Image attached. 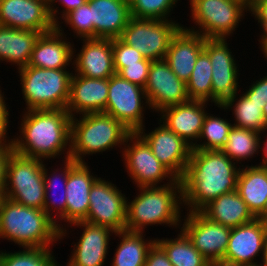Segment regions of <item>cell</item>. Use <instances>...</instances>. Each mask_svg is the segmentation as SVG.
<instances>
[{"label": "cell", "mask_w": 267, "mask_h": 266, "mask_svg": "<svg viewBox=\"0 0 267 266\" xmlns=\"http://www.w3.org/2000/svg\"><path fill=\"white\" fill-rule=\"evenodd\" d=\"M260 264L262 266H267V242H266V245H265V250H264L263 257H262V260H261Z\"/></svg>", "instance_id": "obj_50"}, {"label": "cell", "mask_w": 267, "mask_h": 266, "mask_svg": "<svg viewBox=\"0 0 267 266\" xmlns=\"http://www.w3.org/2000/svg\"><path fill=\"white\" fill-rule=\"evenodd\" d=\"M259 47H267V39L263 43L259 44Z\"/></svg>", "instance_id": "obj_54"}, {"label": "cell", "mask_w": 267, "mask_h": 266, "mask_svg": "<svg viewBox=\"0 0 267 266\" xmlns=\"http://www.w3.org/2000/svg\"><path fill=\"white\" fill-rule=\"evenodd\" d=\"M83 45L76 54L73 44V71L80 76L106 79L116 74L114 69L112 39H81ZM80 49V50H79Z\"/></svg>", "instance_id": "obj_21"}, {"label": "cell", "mask_w": 267, "mask_h": 266, "mask_svg": "<svg viewBox=\"0 0 267 266\" xmlns=\"http://www.w3.org/2000/svg\"><path fill=\"white\" fill-rule=\"evenodd\" d=\"M262 111H263V116L265 119V124L267 126V102H265V105L263 106Z\"/></svg>", "instance_id": "obj_51"}, {"label": "cell", "mask_w": 267, "mask_h": 266, "mask_svg": "<svg viewBox=\"0 0 267 266\" xmlns=\"http://www.w3.org/2000/svg\"><path fill=\"white\" fill-rule=\"evenodd\" d=\"M259 218L267 224V204L264 213Z\"/></svg>", "instance_id": "obj_52"}, {"label": "cell", "mask_w": 267, "mask_h": 266, "mask_svg": "<svg viewBox=\"0 0 267 266\" xmlns=\"http://www.w3.org/2000/svg\"><path fill=\"white\" fill-rule=\"evenodd\" d=\"M21 115L19 133L11 137L13 152L47 162L70 158L72 117L66 109L25 110Z\"/></svg>", "instance_id": "obj_1"}, {"label": "cell", "mask_w": 267, "mask_h": 266, "mask_svg": "<svg viewBox=\"0 0 267 266\" xmlns=\"http://www.w3.org/2000/svg\"><path fill=\"white\" fill-rule=\"evenodd\" d=\"M35 30L16 29L0 25V64H11L18 70L29 64L36 40Z\"/></svg>", "instance_id": "obj_27"}, {"label": "cell", "mask_w": 267, "mask_h": 266, "mask_svg": "<svg viewBox=\"0 0 267 266\" xmlns=\"http://www.w3.org/2000/svg\"><path fill=\"white\" fill-rule=\"evenodd\" d=\"M210 105L205 101L189 100L162 109L157 113L158 120L193 147L200 137Z\"/></svg>", "instance_id": "obj_22"}, {"label": "cell", "mask_w": 267, "mask_h": 266, "mask_svg": "<svg viewBox=\"0 0 267 266\" xmlns=\"http://www.w3.org/2000/svg\"><path fill=\"white\" fill-rule=\"evenodd\" d=\"M267 242V224L260 218L231 228L224 266L256 265L261 262ZM256 257H259L256 259ZM261 257V258H260ZM260 259L259 261H257Z\"/></svg>", "instance_id": "obj_16"}, {"label": "cell", "mask_w": 267, "mask_h": 266, "mask_svg": "<svg viewBox=\"0 0 267 266\" xmlns=\"http://www.w3.org/2000/svg\"><path fill=\"white\" fill-rule=\"evenodd\" d=\"M44 161L13 152L7 162L4 197L18 204L43 210Z\"/></svg>", "instance_id": "obj_8"}, {"label": "cell", "mask_w": 267, "mask_h": 266, "mask_svg": "<svg viewBox=\"0 0 267 266\" xmlns=\"http://www.w3.org/2000/svg\"><path fill=\"white\" fill-rule=\"evenodd\" d=\"M128 177L135 187L165 186L177 177L153 154L148 143L137 133L131 132L126 138L121 153ZM168 182H164V181ZM163 183V184H162Z\"/></svg>", "instance_id": "obj_9"}, {"label": "cell", "mask_w": 267, "mask_h": 266, "mask_svg": "<svg viewBox=\"0 0 267 266\" xmlns=\"http://www.w3.org/2000/svg\"><path fill=\"white\" fill-rule=\"evenodd\" d=\"M231 121H228L225 116L222 118L220 115L215 116L207 112L200 137L192 149L221 150L225 146L230 129L233 127Z\"/></svg>", "instance_id": "obj_36"}, {"label": "cell", "mask_w": 267, "mask_h": 266, "mask_svg": "<svg viewBox=\"0 0 267 266\" xmlns=\"http://www.w3.org/2000/svg\"><path fill=\"white\" fill-rule=\"evenodd\" d=\"M259 48H260V51H262V53L264 55V57H263V58H265L264 60L267 61V47H259Z\"/></svg>", "instance_id": "obj_53"}, {"label": "cell", "mask_w": 267, "mask_h": 266, "mask_svg": "<svg viewBox=\"0 0 267 266\" xmlns=\"http://www.w3.org/2000/svg\"><path fill=\"white\" fill-rule=\"evenodd\" d=\"M0 86V142L11 141L8 130L10 129V108L6 103L4 91L2 92Z\"/></svg>", "instance_id": "obj_43"}, {"label": "cell", "mask_w": 267, "mask_h": 266, "mask_svg": "<svg viewBox=\"0 0 267 266\" xmlns=\"http://www.w3.org/2000/svg\"><path fill=\"white\" fill-rule=\"evenodd\" d=\"M3 191H4V190H0V204H1L2 199L4 198Z\"/></svg>", "instance_id": "obj_55"}, {"label": "cell", "mask_w": 267, "mask_h": 266, "mask_svg": "<svg viewBox=\"0 0 267 266\" xmlns=\"http://www.w3.org/2000/svg\"><path fill=\"white\" fill-rule=\"evenodd\" d=\"M251 16L257 21L259 29L261 30V35L258 39V45L263 43L267 39V0L261 1L255 5L250 11Z\"/></svg>", "instance_id": "obj_44"}, {"label": "cell", "mask_w": 267, "mask_h": 266, "mask_svg": "<svg viewBox=\"0 0 267 266\" xmlns=\"http://www.w3.org/2000/svg\"><path fill=\"white\" fill-rule=\"evenodd\" d=\"M147 109L151 110V107L144 88L118 74L108 78V99L104 113L117 119L131 132H137L145 126Z\"/></svg>", "instance_id": "obj_11"}, {"label": "cell", "mask_w": 267, "mask_h": 266, "mask_svg": "<svg viewBox=\"0 0 267 266\" xmlns=\"http://www.w3.org/2000/svg\"><path fill=\"white\" fill-rule=\"evenodd\" d=\"M227 41V38H205L204 42V51L208 54L212 65L214 106L223 105L236 92H239L241 86L238 60L236 61L235 54Z\"/></svg>", "instance_id": "obj_14"}, {"label": "cell", "mask_w": 267, "mask_h": 266, "mask_svg": "<svg viewBox=\"0 0 267 266\" xmlns=\"http://www.w3.org/2000/svg\"><path fill=\"white\" fill-rule=\"evenodd\" d=\"M199 212L210 221L230 228L249 223L256 218L237 190L220 195Z\"/></svg>", "instance_id": "obj_28"}, {"label": "cell", "mask_w": 267, "mask_h": 266, "mask_svg": "<svg viewBox=\"0 0 267 266\" xmlns=\"http://www.w3.org/2000/svg\"><path fill=\"white\" fill-rule=\"evenodd\" d=\"M255 80L249 85L243 93L249 98L257 101L267 102V73Z\"/></svg>", "instance_id": "obj_45"}, {"label": "cell", "mask_w": 267, "mask_h": 266, "mask_svg": "<svg viewBox=\"0 0 267 266\" xmlns=\"http://www.w3.org/2000/svg\"><path fill=\"white\" fill-rule=\"evenodd\" d=\"M212 266H224V265H221V264H214Z\"/></svg>", "instance_id": "obj_57"}, {"label": "cell", "mask_w": 267, "mask_h": 266, "mask_svg": "<svg viewBox=\"0 0 267 266\" xmlns=\"http://www.w3.org/2000/svg\"><path fill=\"white\" fill-rule=\"evenodd\" d=\"M259 147L260 133L233 126L221 151L237 165L239 164V167H244L245 160L251 162V158L260 154Z\"/></svg>", "instance_id": "obj_34"}, {"label": "cell", "mask_w": 267, "mask_h": 266, "mask_svg": "<svg viewBox=\"0 0 267 266\" xmlns=\"http://www.w3.org/2000/svg\"><path fill=\"white\" fill-rule=\"evenodd\" d=\"M180 0H128L131 17L137 19L174 20L173 9Z\"/></svg>", "instance_id": "obj_38"}, {"label": "cell", "mask_w": 267, "mask_h": 266, "mask_svg": "<svg viewBox=\"0 0 267 266\" xmlns=\"http://www.w3.org/2000/svg\"><path fill=\"white\" fill-rule=\"evenodd\" d=\"M65 28L56 25L51 32L36 40L28 66L44 69H73V44ZM71 64V65H70Z\"/></svg>", "instance_id": "obj_23"}, {"label": "cell", "mask_w": 267, "mask_h": 266, "mask_svg": "<svg viewBox=\"0 0 267 266\" xmlns=\"http://www.w3.org/2000/svg\"><path fill=\"white\" fill-rule=\"evenodd\" d=\"M191 21L195 25L185 29L198 33L205 38L233 37L240 22L249 15L240 0H189ZM195 27V28H194Z\"/></svg>", "instance_id": "obj_7"}, {"label": "cell", "mask_w": 267, "mask_h": 266, "mask_svg": "<svg viewBox=\"0 0 267 266\" xmlns=\"http://www.w3.org/2000/svg\"><path fill=\"white\" fill-rule=\"evenodd\" d=\"M99 177L89 193V209L84 221L111 228L115 232L125 230L126 193L113 184L112 180Z\"/></svg>", "instance_id": "obj_12"}, {"label": "cell", "mask_w": 267, "mask_h": 266, "mask_svg": "<svg viewBox=\"0 0 267 266\" xmlns=\"http://www.w3.org/2000/svg\"><path fill=\"white\" fill-rule=\"evenodd\" d=\"M186 85L189 100L212 104V65L204 50L199 54Z\"/></svg>", "instance_id": "obj_35"}, {"label": "cell", "mask_w": 267, "mask_h": 266, "mask_svg": "<svg viewBox=\"0 0 267 266\" xmlns=\"http://www.w3.org/2000/svg\"><path fill=\"white\" fill-rule=\"evenodd\" d=\"M158 125L150 132L144 126L137 133L148 143L154 156L181 179L185 174L192 146L163 123H159V120Z\"/></svg>", "instance_id": "obj_18"}, {"label": "cell", "mask_w": 267, "mask_h": 266, "mask_svg": "<svg viewBox=\"0 0 267 266\" xmlns=\"http://www.w3.org/2000/svg\"><path fill=\"white\" fill-rule=\"evenodd\" d=\"M91 170L88 163L76 162L74 159L69 158V174L66 183V212L55 223L60 231L66 225L86 219L89 209L90 189L99 178Z\"/></svg>", "instance_id": "obj_19"}, {"label": "cell", "mask_w": 267, "mask_h": 266, "mask_svg": "<svg viewBox=\"0 0 267 266\" xmlns=\"http://www.w3.org/2000/svg\"><path fill=\"white\" fill-rule=\"evenodd\" d=\"M118 237V238H117ZM144 232L119 231L115 232L117 246L114 250L111 266H144L149 249L156 238H145ZM120 239V240H119Z\"/></svg>", "instance_id": "obj_30"}, {"label": "cell", "mask_w": 267, "mask_h": 266, "mask_svg": "<svg viewBox=\"0 0 267 266\" xmlns=\"http://www.w3.org/2000/svg\"><path fill=\"white\" fill-rule=\"evenodd\" d=\"M137 191L134 199L127 198L125 230L146 233L145 228L155 225L180 229L184 210L181 179L165 186L137 187Z\"/></svg>", "instance_id": "obj_3"}, {"label": "cell", "mask_w": 267, "mask_h": 266, "mask_svg": "<svg viewBox=\"0 0 267 266\" xmlns=\"http://www.w3.org/2000/svg\"><path fill=\"white\" fill-rule=\"evenodd\" d=\"M73 69L26 66L17 70L25 110L65 109Z\"/></svg>", "instance_id": "obj_6"}, {"label": "cell", "mask_w": 267, "mask_h": 266, "mask_svg": "<svg viewBox=\"0 0 267 266\" xmlns=\"http://www.w3.org/2000/svg\"><path fill=\"white\" fill-rule=\"evenodd\" d=\"M63 20V21H62ZM69 27L73 33L74 39H90L93 38V22L91 21V10L89 1L82 6L70 11L66 14L57 25ZM67 25V26H66Z\"/></svg>", "instance_id": "obj_39"}, {"label": "cell", "mask_w": 267, "mask_h": 266, "mask_svg": "<svg viewBox=\"0 0 267 266\" xmlns=\"http://www.w3.org/2000/svg\"><path fill=\"white\" fill-rule=\"evenodd\" d=\"M243 266H262L260 263L256 265H243Z\"/></svg>", "instance_id": "obj_56"}, {"label": "cell", "mask_w": 267, "mask_h": 266, "mask_svg": "<svg viewBox=\"0 0 267 266\" xmlns=\"http://www.w3.org/2000/svg\"><path fill=\"white\" fill-rule=\"evenodd\" d=\"M87 1L88 0H49V13H50L53 23L57 25L59 20H61L66 14L82 6ZM56 3H58L59 5H62L63 9L59 7V5Z\"/></svg>", "instance_id": "obj_42"}, {"label": "cell", "mask_w": 267, "mask_h": 266, "mask_svg": "<svg viewBox=\"0 0 267 266\" xmlns=\"http://www.w3.org/2000/svg\"><path fill=\"white\" fill-rule=\"evenodd\" d=\"M237 192L253 215L259 218L267 204V168L252 163L240 167Z\"/></svg>", "instance_id": "obj_29"}, {"label": "cell", "mask_w": 267, "mask_h": 266, "mask_svg": "<svg viewBox=\"0 0 267 266\" xmlns=\"http://www.w3.org/2000/svg\"><path fill=\"white\" fill-rule=\"evenodd\" d=\"M130 133L121 122L104 112L74 116L71 120L70 158L87 162L85 157L110 152L114 148H120L119 153H122Z\"/></svg>", "instance_id": "obj_5"}, {"label": "cell", "mask_w": 267, "mask_h": 266, "mask_svg": "<svg viewBox=\"0 0 267 266\" xmlns=\"http://www.w3.org/2000/svg\"><path fill=\"white\" fill-rule=\"evenodd\" d=\"M183 217L180 229L187 235L193 246L212 265H222L231 228L210 221L200 212H187Z\"/></svg>", "instance_id": "obj_15"}, {"label": "cell", "mask_w": 267, "mask_h": 266, "mask_svg": "<svg viewBox=\"0 0 267 266\" xmlns=\"http://www.w3.org/2000/svg\"><path fill=\"white\" fill-rule=\"evenodd\" d=\"M114 69L117 73L127 65L138 64L145 57L132 46L127 45L120 38L112 39Z\"/></svg>", "instance_id": "obj_40"}, {"label": "cell", "mask_w": 267, "mask_h": 266, "mask_svg": "<svg viewBox=\"0 0 267 266\" xmlns=\"http://www.w3.org/2000/svg\"><path fill=\"white\" fill-rule=\"evenodd\" d=\"M45 162L43 168L45 187L43 210L56 223L66 212V183L69 174V159L62 161L63 164L60 163V168L58 166L55 169L51 167L49 168L51 170L46 168L48 166Z\"/></svg>", "instance_id": "obj_31"}, {"label": "cell", "mask_w": 267, "mask_h": 266, "mask_svg": "<svg viewBox=\"0 0 267 266\" xmlns=\"http://www.w3.org/2000/svg\"><path fill=\"white\" fill-rule=\"evenodd\" d=\"M151 62L152 60L144 58L142 61H139L138 64L127 65L126 67L121 68L116 74L121 78L144 88L148 79Z\"/></svg>", "instance_id": "obj_41"}, {"label": "cell", "mask_w": 267, "mask_h": 266, "mask_svg": "<svg viewBox=\"0 0 267 266\" xmlns=\"http://www.w3.org/2000/svg\"><path fill=\"white\" fill-rule=\"evenodd\" d=\"M53 247L28 248L19 251H0V266H61L56 260Z\"/></svg>", "instance_id": "obj_37"}, {"label": "cell", "mask_w": 267, "mask_h": 266, "mask_svg": "<svg viewBox=\"0 0 267 266\" xmlns=\"http://www.w3.org/2000/svg\"><path fill=\"white\" fill-rule=\"evenodd\" d=\"M144 90L152 113L189 101L186 83L176 76L164 59L151 62Z\"/></svg>", "instance_id": "obj_17"}, {"label": "cell", "mask_w": 267, "mask_h": 266, "mask_svg": "<svg viewBox=\"0 0 267 266\" xmlns=\"http://www.w3.org/2000/svg\"><path fill=\"white\" fill-rule=\"evenodd\" d=\"M267 128L265 130H263L260 133V147H259V151H262L261 154L263 159H260V163L256 164L260 167H266L267 168Z\"/></svg>", "instance_id": "obj_48"}, {"label": "cell", "mask_w": 267, "mask_h": 266, "mask_svg": "<svg viewBox=\"0 0 267 266\" xmlns=\"http://www.w3.org/2000/svg\"><path fill=\"white\" fill-rule=\"evenodd\" d=\"M239 92L241 93L240 95L236 92L223 105H216V107H218L220 111H225L226 116L227 113L232 110L231 115L235 118L232 119L234 127L261 133L267 128L262 111L265 101L249 99L242 90Z\"/></svg>", "instance_id": "obj_32"}, {"label": "cell", "mask_w": 267, "mask_h": 266, "mask_svg": "<svg viewBox=\"0 0 267 266\" xmlns=\"http://www.w3.org/2000/svg\"><path fill=\"white\" fill-rule=\"evenodd\" d=\"M183 24L176 20L131 17L120 39L152 61L165 59L172 37Z\"/></svg>", "instance_id": "obj_10"}, {"label": "cell", "mask_w": 267, "mask_h": 266, "mask_svg": "<svg viewBox=\"0 0 267 266\" xmlns=\"http://www.w3.org/2000/svg\"><path fill=\"white\" fill-rule=\"evenodd\" d=\"M0 25L41 34L56 27L49 13V0H0Z\"/></svg>", "instance_id": "obj_20"}, {"label": "cell", "mask_w": 267, "mask_h": 266, "mask_svg": "<svg viewBox=\"0 0 267 266\" xmlns=\"http://www.w3.org/2000/svg\"><path fill=\"white\" fill-rule=\"evenodd\" d=\"M74 227L83 232H80L81 236L78 237L77 242H72L71 248L73 249L65 266H103L109 255V245L113 243L110 242L112 241L111 236L113 238L115 231L105 226L79 221L66 226L60 231V243L71 234L69 230Z\"/></svg>", "instance_id": "obj_13"}, {"label": "cell", "mask_w": 267, "mask_h": 266, "mask_svg": "<svg viewBox=\"0 0 267 266\" xmlns=\"http://www.w3.org/2000/svg\"><path fill=\"white\" fill-rule=\"evenodd\" d=\"M205 37L181 27L172 37L165 61L176 76L188 82L199 54L204 50Z\"/></svg>", "instance_id": "obj_25"}, {"label": "cell", "mask_w": 267, "mask_h": 266, "mask_svg": "<svg viewBox=\"0 0 267 266\" xmlns=\"http://www.w3.org/2000/svg\"><path fill=\"white\" fill-rule=\"evenodd\" d=\"M108 99V78L96 79L73 72L66 110L71 117L104 112Z\"/></svg>", "instance_id": "obj_24"}, {"label": "cell", "mask_w": 267, "mask_h": 266, "mask_svg": "<svg viewBox=\"0 0 267 266\" xmlns=\"http://www.w3.org/2000/svg\"><path fill=\"white\" fill-rule=\"evenodd\" d=\"M175 238H158L156 243L164 250L173 266H212V264L193 246L181 230Z\"/></svg>", "instance_id": "obj_33"}, {"label": "cell", "mask_w": 267, "mask_h": 266, "mask_svg": "<svg viewBox=\"0 0 267 266\" xmlns=\"http://www.w3.org/2000/svg\"><path fill=\"white\" fill-rule=\"evenodd\" d=\"M240 167L221 150L192 149L181 178L185 213L199 212L222 194L237 190Z\"/></svg>", "instance_id": "obj_2"}, {"label": "cell", "mask_w": 267, "mask_h": 266, "mask_svg": "<svg viewBox=\"0 0 267 266\" xmlns=\"http://www.w3.org/2000/svg\"><path fill=\"white\" fill-rule=\"evenodd\" d=\"M144 266H173L164 250L155 242L149 249Z\"/></svg>", "instance_id": "obj_46"}, {"label": "cell", "mask_w": 267, "mask_h": 266, "mask_svg": "<svg viewBox=\"0 0 267 266\" xmlns=\"http://www.w3.org/2000/svg\"><path fill=\"white\" fill-rule=\"evenodd\" d=\"M0 240L19 248H48L60 243V230L44 210L4 197L0 204Z\"/></svg>", "instance_id": "obj_4"}, {"label": "cell", "mask_w": 267, "mask_h": 266, "mask_svg": "<svg viewBox=\"0 0 267 266\" xmlns=\"http://www.w3.org/2000/svg\"><path fill=\"white\" fill-rule=\"evenodd\" d=\"M242 1L245 4L246 9L250 11L255 5L265 0H242Z\"/></svg>", "instance_id": "obj_49"}, {"label": "cell", "mask_w": 267, "mask_h": 266, "mask_svg": "<svg viewBox=\"0 0 267 266\" xmlns=\"http://www.w3.org/2000/svg\"><path fill=\"white\" fill-rule=\"evenodd\" d=\"M93 38H120L131 18L128 0H88Z\"/></svg>", "instance_id": "obj_26"}, {"label": "cell", "mask_w": 267, "mask_h": 266, "mask_svg": "<svg viewBox=\"0 0 267 266\" xmlns=\"http://www.w3.org/2000/svg\"><path fill=\"white\" fill-rule=\"evenodd\" d=\"M12 153L11 141L0 142V190H4L5 188L6 167Z\"/></svg>", "instance_id": "obj_47"}]
</instances>
